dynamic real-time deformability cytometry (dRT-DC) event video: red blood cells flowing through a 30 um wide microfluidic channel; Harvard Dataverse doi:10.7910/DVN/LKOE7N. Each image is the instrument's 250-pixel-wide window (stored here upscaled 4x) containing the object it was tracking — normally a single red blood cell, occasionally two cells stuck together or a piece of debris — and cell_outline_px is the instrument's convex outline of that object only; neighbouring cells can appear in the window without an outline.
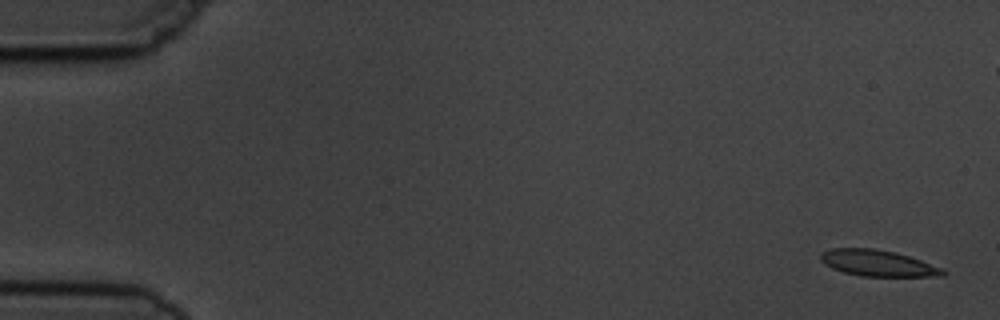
{"species": "common noctule bat (a hibernating species)", "species_latin": "Nyctalus noctula", "temperature_condition": "cold", "stored_images_in_passage": 5, "camera_frame_rate_fps": 3000, "um_per_image_px": 0.085, "animal": {"sex": "male", "body_mass_g": 19.5, "forearm_length_mm": 54.6}, "frame": {"image": 1, "passage_image": 1, "time_ms": 0.0, "image_size_px": [1000, 320], "cell_outline_px": [[948, 272], [944, 276], [860, 276], [844, 272], [832, 268], [824, 264], [820, 260], [820, 252], [832, 248], [876, 248], [896, 252], [920, 260], [940, 268]], "centroid_in_image_um": [74.57, 22.36], "position_along_channel_um": 10.4, "area_um2": 18.67}}